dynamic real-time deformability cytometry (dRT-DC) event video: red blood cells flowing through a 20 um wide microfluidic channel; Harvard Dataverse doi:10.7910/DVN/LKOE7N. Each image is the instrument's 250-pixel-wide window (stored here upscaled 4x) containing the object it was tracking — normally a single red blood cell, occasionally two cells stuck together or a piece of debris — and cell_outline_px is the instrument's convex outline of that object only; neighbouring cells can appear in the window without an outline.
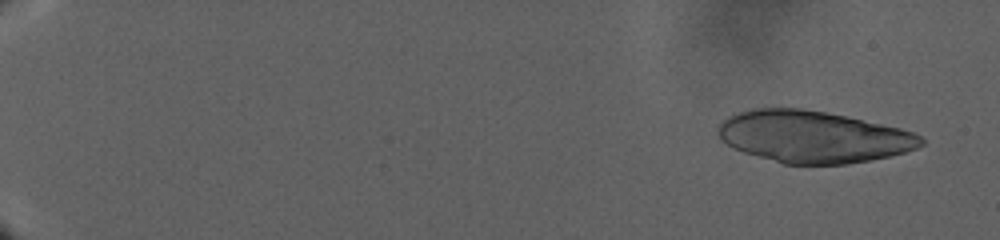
{"species": "human", "species_latin": "Homo sapiens", "temperature_condition": "warm", "stored_images_in_passage": 38, "camera_frame_rate_fps": 3000, "um_per_image_px": 0.085, "donor": {"sex": "male"}, "frame": {"image": 1, "passage_image": 6, "time_ms": 2.333, "image_size_px": [1000, 240], "cell_outline_px": [[924, 144], [916, 148], [904, 152], [872, 160], [848, 164], [784, 164], [744, 152], [732, 148], [720, 140], [716, 132], [716, 128], [728, 116], [748, 108], [800, 108], [828, 112], [900, 128], [912, 132], [920, 136], [924, 140]], "centroid_in_image_um": [69.07, 11.62], "position_along_channel_um": 15.9, "area_um2": 61.5}}
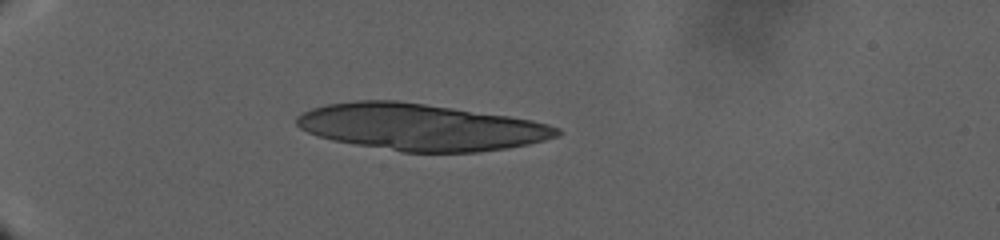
{"frame": {"image": 2, "passage_image": 27, "time_ms": 13.0, "image_size_px": [1000, 240], "cell_outline_px": [[564, 132], [560, 136], [528, 144], [508, 148], [480, 152], [404, 152], [332, 140], [308, 132], [300, 128], [296, 124], [296, 116], [312, 108], [324, 104], [356, 100], [396, 100], [508, 116], [532, 120], [548, 124], [560, 128]], "centroid_in_image_um": [35.78, 10.8], "position_along_channel_um": 49.2, "area_um2": 70.57}}